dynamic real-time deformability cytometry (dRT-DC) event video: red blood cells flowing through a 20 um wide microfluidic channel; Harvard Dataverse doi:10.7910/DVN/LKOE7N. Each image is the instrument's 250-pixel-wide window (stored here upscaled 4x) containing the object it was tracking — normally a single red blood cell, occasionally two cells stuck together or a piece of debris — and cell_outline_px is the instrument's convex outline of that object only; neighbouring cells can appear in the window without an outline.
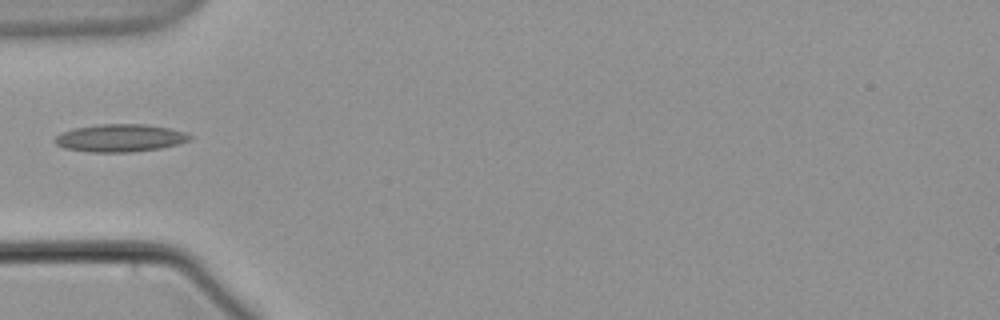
{"species": "common noctule bat (a hibernating species)", "species_latin": "Nyctalus noctula", "temperature_condition": "warm", "stored_images_in_passage": 7, "camera_frame_rate_fps": 3000, "um_per_image_px": 0.085, "animal": {"sex": "male", "body_mass_g": 21.5, "forearm_length_mm": 52.0}, "frame": {"image": 1, "passage_image": 1, "time_ms": 0.0, "image_size_px": [1000, 320], "cell_outline_px": [[192, 136], [188, 140], [176, 144], [160, 148], [132, 152], [88, 152], [64, 148], [56, 144], [56, 136], [60, 132], [72, 128], [100, 124], [144, 124], [168, 128], [184, 132]], "centroid_in_image_um": [10.15, 11.73], "position_along_channel_um": 74.8, "area_um2": 21.62}}
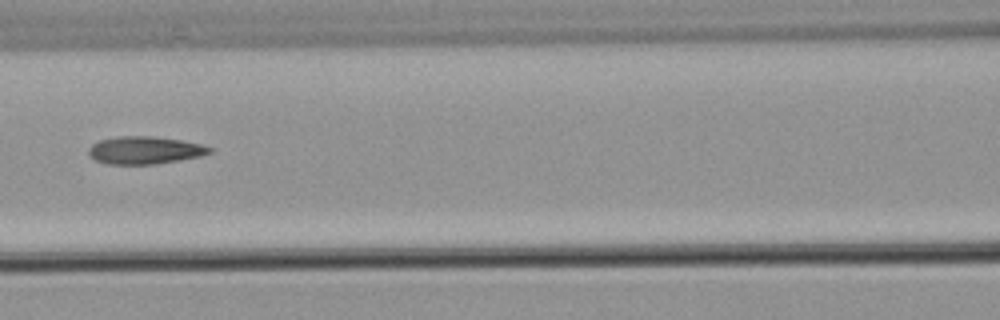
{"frame": {"image": 2, "passage_image": 3, "time_ms": 2.333, "image_size_px": [1000, 320], "cell_outline_px": [[216, 148], [212, 152], [200, 156], [180, 160], [156, 164], [108, 164], [96, 160], [88, 152], [88, 148], [92, 144], [100, 140], [120, 136], [152, 136], [180, 140], [200, 144]], "centroid_in_image_um": [12.34, 12.77], "position_along_channel_um": 154.3, "area_um2": 19.42}}
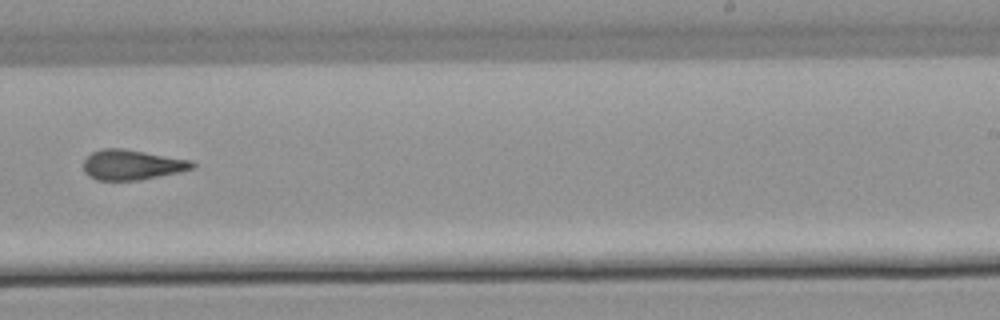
{"frame": {"image": 3, "passage_image": 6, "time_ms": 6.0, "image_size_px": [1000, 320], "cell_outline_px": [[196, 164], [192, 168], [176, 172], [140, 180], [96, 180], [88, 176], [84, 172], [84, 160], [92, 152], [104, 148], [120, 148], [192, 160]], "centroid_in_image_um": [11.18, 14.01], "position_along_channel_um": 277.8, "area_um2": 18.84}}